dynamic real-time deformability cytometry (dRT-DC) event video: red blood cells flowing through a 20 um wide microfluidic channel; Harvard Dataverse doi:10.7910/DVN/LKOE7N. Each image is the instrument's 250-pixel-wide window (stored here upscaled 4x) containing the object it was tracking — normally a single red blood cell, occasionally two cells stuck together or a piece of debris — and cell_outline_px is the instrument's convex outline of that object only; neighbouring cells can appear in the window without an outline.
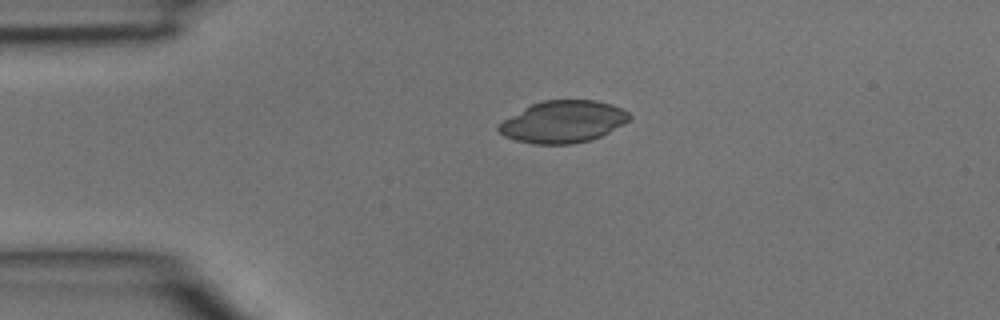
{"species": "common noctule bat (a hibernating species)", "species_latin": "Nyctalus noctula", "temperature_condition": "room temperature", "stored_images_in_passage": 2, "camera_frame_rate_fps": 3000, "um_per_image_px": 0.085, "animal": {"sex": "male", "body_mass_g": 15.6}, "frame": {"image": 1, "passage_image": 1, "time_ms": 0.0, "image_size_px": [1000, 320], "cell_outline_px": [[632, 116], [624, 124], [592, 140], [572, 144], [532, 144], [516, 140], [504, 136], [496, 128], [504, 120], [524, 108], [532, 104], [544, 100], [596, 100], [612, 104], [628, 112]], "centroid_in_image_um": [47.88, 10.35], "position_along_channel_um": 37.1, "area_um2": 31.85}}